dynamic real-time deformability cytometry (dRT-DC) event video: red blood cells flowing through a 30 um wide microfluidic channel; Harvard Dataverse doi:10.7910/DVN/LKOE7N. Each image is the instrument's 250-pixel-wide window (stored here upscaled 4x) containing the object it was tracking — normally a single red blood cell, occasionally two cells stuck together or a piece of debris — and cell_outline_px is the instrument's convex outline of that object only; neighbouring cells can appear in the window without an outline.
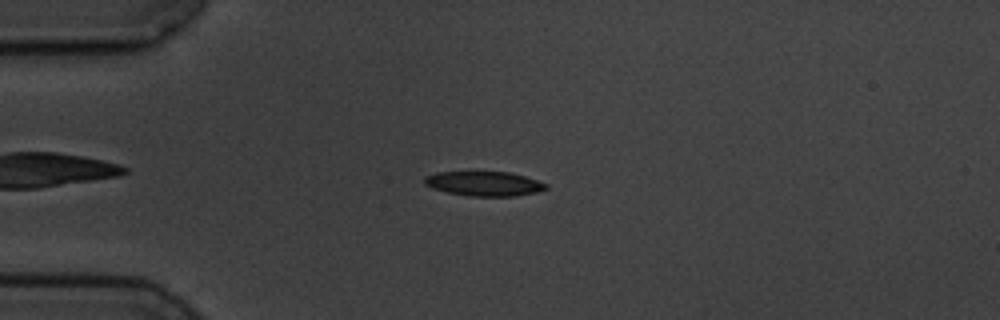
{"species": "common noctule bat (a hibernating species)", "species_latin": "Nyctalus noctula", "temperature_condition": "cold", "stored_images_in_passage": 6, "camera_frame_rate_fps": 3000, "um_per_image_px": 0.085, "animal": {"sex": "male", "body_mass_g": 19.5, "forearm_length_mm": 54.6}, "frame": {"image": 1, "passage_image": 4, "time_ms": 3.333, "image_size_px": [1000, 320], "cell_outline_px": [[548, 188], [536, 192], [516, 196], [468, 196], [448, 192], [432, 188], [424, 184], [424, 176], [436, 172], [508, 172], [524, 176], [548, 184]], "centroid_in_image_um": [41.13, 15.61], "position_along_channel_um": 43.9, "area_um2": 17.34}}
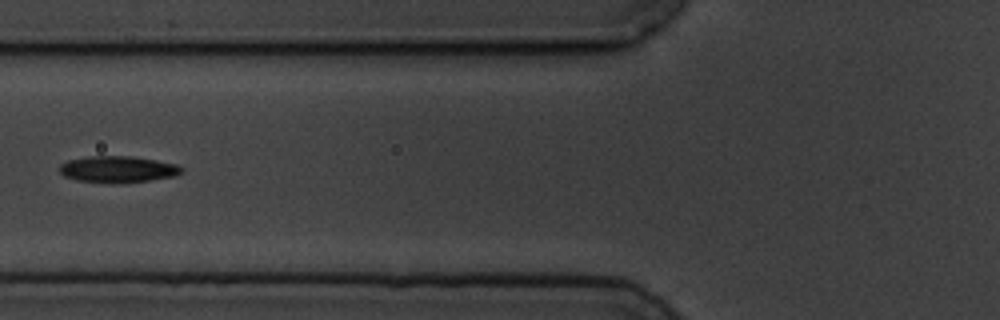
{"frame": {"image": 2, "passage_image": 6, "time_ms": 6.0, "image_size_px": [1000, 320], "cell_outline_px": [[184, 168], [176, 176], [148, 180], [76, 180], [64, 176], [60, 172], [60, 164], [68, 160], [88, 156], [132, 156], [156, 160], [176, 164]], "centroid_in_image_um": [10.02, 14.33], "position_along_channel_um": 115.8, "area_um2": 17.86}}